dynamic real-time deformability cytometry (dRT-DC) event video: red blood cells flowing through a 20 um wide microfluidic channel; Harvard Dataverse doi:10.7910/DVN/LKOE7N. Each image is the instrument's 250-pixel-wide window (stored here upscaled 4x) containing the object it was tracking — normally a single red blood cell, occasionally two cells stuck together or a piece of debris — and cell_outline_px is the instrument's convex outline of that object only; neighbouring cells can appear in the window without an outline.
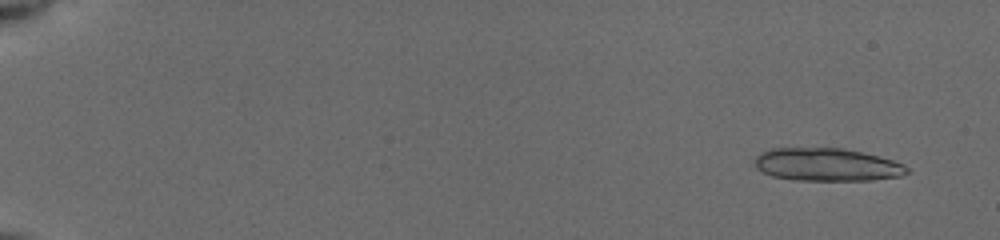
{"species": "common noctule bat (a hibernating species)", "species_latin": "Nyctalus noctula", "temperature_condition": "cold", "stored_images_in_passage": 54, "segment_of_instrument_passage": [1, 2], "camera_frame_rate_fps": 3000, "um_per_image_px": 0.085, "animal": {"sex": "female", "body_mass_g": 19.5, "forearm_length_mm": 54.1}, "frame": {"image": 1, "passage_image": 4, "time_ms": 1.0, "image_size_px": [1000, 240], "cell_outline_px": [[912, 172], [900, 176], [872, 180], [792, 180], [772, 176], [756, 168], [756, 156], [760, 152], [772, 148], [844, 148], [892, 160], [904, 164]], "centroid_in_image_um": [70.29, 14.0], "position_along_channel_um": 14.7, "area_um2": 29.13}}